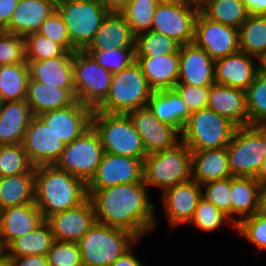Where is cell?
I'll return each mask as SVG.
<instances>
[{"label": "cell", "mask_w": 266, "mask_h": 266, "mask_svg": "<svg viewBox=\"0 0 266 266\" xmlns=\"http://www.w3.org/2000/svg\"><path fill=\"white\" fill-rule=\"evenodd\" d=\"M144 183H128L87 191L96 222L120 228L139 240L155 227L154 207Z\"/></svg>", "instance_id": "cell-1"}, {"label": "cell", "mask_w": 266, "mask_h": 266, "mask_svg": "<svg viewBox=\"0 0 266 266\" xmlns=\"http://www.w3.org/2000/svg\"><path fill=\"white\" fill-rule=\"evenodd\" d=\"M88 198L87 184L55 165L34 167V204L43 219L77 207Z\"/></svg>", "instance_id": "cell-2"}, {"label": "cell", "mask_w": 266, "mask_h": 266, "mask_svg": "<svg viewBox=\"0 0 266 266\" xmlns=\"http://www.w3.org/2000/svg\"><path fill=\"white\" fill-rule=\"evenodd\" d=\"M140 64L135 61L112 76L106 98L94 109L110 114H128L145 107L152 95Z\"/></svg>", "instance_id": "cell-3"}, {"label": "cell", "mask_w": 266, "mask_h": 266, "mask_svg": "<svg viewBox=\"0 0 266 266\" xmlns=\"http://www.w3.org/2000/svg\"><path fill=\"white\" fill-rule=\"evenodd\" d=\"M91 127L97 133L105 153L144 160L142 139L128 114H110L93 109Z\"/></svg>", "instance_id": "cell-4"}, {"label": "cell", "mask_w": 266, "mask_h": 266, "mask_svg": "<svg viewBox=\"0 0 266 266\" xmlns=\"http://www.w3.org/2000/svg\"><path fill=\"white\" fill-rule=\"evenodd\" d=\"M138 240L128 231L95 222L77 245L83 266H110Z\"/></svg>", "instance_id": "cell-5"}, {"label": "cell", "mask_w": 266, "mask_h": 266, "mask_svg": "<svg viewBox=\"0 0 266 266\" xmlns=\"http://www.w3.org/2000/svg\"><path fill=\"white\" fill-rule=\"evenodd\" d=\"M237 126L209 108L193 112L179 135L191 151L226 148Z\"/></svg>", "instance_id": "cell-6"}, {"label": "cell", "mask_w": 266, "mask_h": 266, "mask_svg": "<svg viewBox=\"0 0 266 266\" xmlns=\"http://www.w3.org/2000/svg\"><path fill=\"white\" fill-rule=\"evenodd\" d=\"M72 47L84 51L109 13L98 0H56Z\"/></svg>", "instance_id": "cell-7"}, {"label": "cell", "mask_w": 266, "mask_h": 266, "mask_svg": "<svg viewBox=\"0 0 266 266\" xmlns=\"http://www.w3.org/2000/svg\"><path fill=\"white\" fill-rule=\"evenodd\" d=\"M191 179V150L181 142L176 147L149 154L143 160V182L164 190Z\"/></svg>", "instance_id": "cell-8"}, {"label": "cell", "mask_w": 266, "mask_h": 266, "mask_svg": "<svg viewBox=\"0 0 266 266\" xmlns=\"http://www.w3.org/2000/svg\"><path fill=\"white\" fill-rule=\"evenodd\" d=\"M226 149L232 176L255 177L266 158V126L237 127Z\"/></svg>", "instance_id": "cell-9"}, {"label": "cell", "mask_w": 266, "mask_h": 266, "mask_svg": "<svg viewBox=\"0 0 266 266\" xmlns=\"http://www.w3.org/2000/svg\"><path fill=\"white\" fill-rule=\"evenodd\" d=\"M113 74L103 68L85 51H75L73 81L75 99L95 109L107 96Z\"/></svg>", "instance_id": "cell-10"}, {"label": "cell", "mask_w": 266, "mask_h": 266, "mask_svg": "<svg viewBox=\"0 0 266 266\" xmlns=\"http://www.w3.org/2000/svg\"><path fill=\"white\" fill-rule=\"evenodd\" d=\"M104 153L97 133L90 127L80 137L65 144L54 165L87 184L96 174Z\"/></svg>", "instance_id": "cell-11"}, {"label": "cell", "mask_w": 266, "mask_h": 266, "mask_svg": "<svg viewBox=\"0 0 266 266\" xmlns=\"http://www.w3.org/2000/svg\"><path fill=\"white\" fill-rule=\"evenodd\" d=\"M199 11L200 8L189 3L158 4L151 30L174 39L181 46L191 44Z\"/></svg>", "instance_id": "cell-12"}, {"label": "cell", "mask_w": 266, "mask_h": 266, "mask_svg": "<svg viewBox=\"0 0 266 266\" xmlns=\"http://www.w3.org/2000/svg\"><path fill=\"white\" fill-rule=\"evenodd\" d=\"M193 43L214 61L240 51L238 29L213 22L200 11L195 20Z\"/></svg>", "instance_id": "cell-13"}, {"label": "cell", "mask_w": 266, "mask_h": 266, "mask_svg": "<svg viewBox=\"0 0 266 266\" xmlns=\"http://www.w3.org/2000/svg\"><path fill=\"white\" fill-rule=\"evenodd\" d=\"M143 182V160L104 153L96 174L87 183V191Z\"/></svg>", "instance_id": "cell-14"}, {"label": "cell", "mask_w": 266, "mask_h": 266, "mask_svg": "<svg viewBox=\"0 0 266 266\" xmlns=\"http://www.w3.org/2000/svg\"><path fill=\"white\" fill-rule=\"evenodd\" d=\"M128 116L142 139L147 155L174 148L182 142L181 138H177L181 131L159 121L148 106L130 111Z\"/></svg>", "instance_id": "cell-15"}, {"label": "cell", "mask_w": 266, "mask_h": 266, "mask_svg": "<svg viewBox=\"0 0 266 266\" xmlns=\"http://www.w3.org/2000/svg\"><path fill=\"white\" fill-rule=\"evenodd\" d=\"M29 162L35 167L54 165L65 144L48 128L45 122L34 116L28 125L22 142Z\"/></svg>", "instance_id": "cell-16"}, {"label": "cell", "mask_w": 266, "mask_h": 266, "mask_svg": "<svg viewBox=\"0 0 266 266\" xmlns=\"http://www.w3.org/2000/svg\"><path fill=\"white\" fill-rule=\"evenodd\" d=\"M93 109L77 100L68 107L38 115L64 144H69L91 127Z\"/></svg>", "instance_id": "cell-17"}, {"label": "cell", "mask_w": 266, "mask_h": 266, "mask_svg": "<svg viewBox=\"0 0 266 266\" xmlns=\"http://www.w3.org/2000/svg\"><path fill=\"white\" fill-rule=\"evenodd\" d=\"M54 240L77 243L96 222L89 198L75 208L61 211L45 219Z\"/></svg>", "instance_id": "cell-18"}, {"label": "cell", "mask_w": 266, "mask_h": 266, "mask_svg": "<svg viewBox=\"0 0 266 266\" xmlns=\"http://www.w3.org/2000/svg\"><path fill=\"white\" fill-rule=\"evenodd\" d=\"M201 198L202 186L192 178L164 190L161 199L169 224L173 228L189 224Z\"/></svg>", "instance_id": "cell-19"}, {"label": "cell", "mask_w": 266, "mask_h": 266, "mask_svg": "<svg viewBox=\"0 0 266 266\" xmlns=\"http://www.w3.org/2000/svg\"><path fill=\"white\" fill-rule=\"evenodd\" d=\"M214 82V60L194 43L179 49V77L177 84L211 86Z\"/></svg>", "instance_id": "cell-20"}, {"label": "cell", "mask_w": 266, "mask_h": 266, "mask_svg": "<svg viewBox=\"0 0 266 266\" xmlns=\"http://www.w3.org/2000/svg\"><path fill=\"white\" fill-rule=\"evenodd\" d=\"M253 58L238 51L214 61L215 84L246 91L257 75V64Z\"/></svg>", "instance_id": "cell-21"}, {"label": "cell", "mask_w": 266, "mask_h": 266, "mask_svg": "<svg viewBox=\"0 0 266 266\" xmlns=\"http://www.w3.org/2000/svg\"><path fill=\"white\" fill-rule=\"evenodd\" d=\"M34 203L0 210V249L3 251L13 240L32 231L43 221Z\"/></svg>", "instance_id": "cell-22"}, {"label": "cell", "mask_w": 266, "mask_h": 266, "mask_svg": "<svg viewBox=\"0 0 266 266\" xmlns=\"http://www.w3.org/2000/svg\"><path fill=\"white\" fill-rule=\"evenodd\" d=\"M207 108L226 117L237 127L249 125L246 91L214 83L210 86Z\"/></svg>", "instance_id": "cell-23"}, {"label": "cell", "mask_w": 266, "mask_h": 266, "mask_svg": "<svg viewBox=\"0 0 266 266\" xmlns=\"http://www.w3.org/2000/svg\"><path fill=\"white\" fill-rule=\"evenodd\" d=\"M55 9L56 0H19L9 25L3 31L22 37L38 32Z\"/></svg>", "instance_id": "cell-24"}, {"label": "cell", "mask_w": 266, "mask_h": 266, "mask_svg": "<svg viewBox=\"0 0 266 266\" xmlns=\"http://www.w3.org/2000/svg\"><path fill=\"white\" fill-rule=\"evenodd\" d=\"M73 57L74 51H66L62 56L26 61L29 68V80L58 88H74Z\"/></svg>", "instance_id": "cell-25"}, {"label": "cell", "mask_w": 266, "mask_h": 266, "mask_svg": "<svg viewBox=\"0 0 266 266\" xmlns=\"http://www.w3.org/2000/svg\"><path fill=\"white\" fill-rule=\"evenodd\" d=\"M33 117L26 100L1 102L0 145L22 143L25 131Z\"/></svg>", "instance_id": "cell-26"}, {"label": "cell", "mask_w": 266, "mask_h": 266, "mask_svg": "<svg viewBox=\"0 0 266 266\" xmlns=\"http://www.w3.org/2000/svg\"><path fill=\"white\" fill-rule=\"evenodd\" d=\"M136 37L121 13H108L85 50L135 48Z\"/></svg>", "instance_id": "cell-27"}, {"label": "cell", "mask_w": 266, "mask_h": 266, "mask_svg": "<svg viewBox=\"0 0 266 266\" xmlns=\"http://www.w3.org/2000/svg\"><path fill=\"white\" fill-rule=\"evenodd\" d=\"M147 106L159 120L181 132L192 114L175 89L153 90Z\"/></svg>", "instance_id": "cell-28"}, {"label": "cell", "mask_w": 266, "mask_h": 266, "mask_svg": "<svg viewBox=\"0 0 266 266\" xmlns=\"http://www.w3.org/2000/svg\"><path fill=\"white\" fill-rule=\"evenodd\" d=\"M232 177L226 148L191 151V178L200 185Z\"/></svg>", "instance_id": "cell-29"}, {"label": "cell", "mask_w": 266, "mask_h": 266, "mask_svg": "<svg viewBox=\"0 0 266 266\" xmlns=\"http://www.w3.org/2000/svg\"><path fill=\"white\" fill-rule=\"evenodd\" d=\"M75 101V88H58L35 80L28 81L26 102L34 116L71 106Z\"/></svg>", "instance_id": "cell-30"}, {"label": "cell", "mask_w": 266, "mask_h": 266, "mask_svg": "<svg viewBox=\"0 0 266 266\" xmlns=\"http://www.w3.org/2000/svg\"><path fill=\"white\" fill-rule=\"evenodd\" d=\"M153 90L174 89L179 77V53L156 57H136Z\"/></svg>", "instance_id": "cell-31"}, {"label": "cell", "mask_w": 266, "mask_h": 266, "mask_svg": "<svg viewBox=\"0 0 266 266\" xmlns=\"http://www.w3.org/2000/svg\"><path fill=\"white\" fill-rule=\"evenodd\" d=\"M261 186L254 177H231V220L236 225L259 211ZM240 215L237 220L233 216Z\"/></svg>", "instance_id": "cell-32"}, {"label": "cell", "mask_w": 266, "mask_h": 266, "mask_svg": "<svg viewBox=\"0 0 266 266\" xmlns=\"http://www.w3.org/2000/svg\"><path fill=\"white\" fill-rule=\"evenodd\" d=\"M53 233L44 219L32 231L13 240L3 251L4 257L46 256L54 242Z\"/></svg>", "instance_id": "cell-33"}, {"label": "cell", "mask_w": 266, "mask_h": 266, "mask_svg": "<svg viewBox=\"0 0 266 266\" xmlns=\"http://www.w3.org/2000/svg\"><path fill=\"white\" fill-rule=\"evenodd\" d=\"M34 203V171L0 177V210Z\"/></svg>", "instance_id": "cell-34"}, {"label": "cell", "mask_w": 266, "mask_h": 266, "mask_svg": "<svg viewBox=\"0 0 266 266\" xmlns=\"http://www.w3.org/2000/svg\"><path fill=\"white\" fill-rule=\"evenodd\" d=\"M29 68L24 63L0 66V101H21L27 98Z\"/></svg>", "instance_id": "cell-35"}, {"label": "cell", "mask_w": 266, "mask_h": 266, "mask_svg": "<svg viewBox=\"0 0 266 266\" xmlns=\"http://www.w3.org/2000/svg\"><path fill=\"white\" fill-rule=\"evenodd\" d=\"M200 12L209 20L239 29L249 12L242 0H207Z\"/></svg>", "instance_id": "cell-36"}, {"label": "cell", "mask_w": 266, "mask_h": 266, "mask_svg": "<svg viewBox=\"0 0 266 266\" xmlns=\"http://www.w3.org/2000/svg\"><path fill=\"white\" fill-rule=\"evenodd\" d=\"M239 48L257 59L266 52V15H249L238 29Z\"/></svg>", "instance_id": "cell-37"}, {"label": "cell", "mask_w": 266, "mask_h": 266, "mask_svg": "<svg viewBox=\"0 0 266 266\" xmlns=\"http://www.w3.org/2000/svg\"><path fill=\"white\" fill-rule=\"evenodd\" d=\"M180 44L174 39L152 30L136 37V57H156L179 53Z\"/></svg>", "instance_id": "cell-38"}, {"label": "cell", "mask_w": 266, "mask_h": 266, "mask_svg": "<svg viewBox=\"0 0 266 266\" xmlns=\"http://www.w3.org/2000/svg\"><path fill=\"white\" fill-rule=\"evenodd\" d=\"M156 0H131L121 12L135 37L151 30Z\"/></svg>", "instance_id": "cell-39"}, {"label": "cell", "mask_w": 266, "mask_h": 266, "mask_svg": "<svg viewBox=\"0 0 266 266\" xmlns=\"http://www.w3.org/2000/svg\"><path fill=\"white\" fill-rule=\"evenodd\" d=\"M250 126H266V76L258 74L246 89Z\"/></svg>", "instance_id": "cell-40"}, {"label": "cell", "mask_w": 266, "mask_h": 266, "mask_svg": "<svg viewBox=\"0 0 266 266\" xmlns=\"http://www.w3.org/2000/svg\"><path fill=\"white\" fill-rule=\"evenodd\" d=\"M33 171L34 166L29 162L22 143L0 145V177Z\"/></svg>", "instance_id": "cell-41"}, {"label": "cell", "mask_w": 266, "mask_h": 266, "mask_svg": "<svg viewBox=\"0 0 266 266\" xmlns=\"http://www.w3.org/2000/svg\"><path fill=\"white\" fill-rule=\"evenodd\" d=\"M25 60L39 61L62 56L67 50L60 44L46 38L38 32L24 37Z\"/></svg>", "instance_id": "cell-42"}, {"label": "cell", "mask_w": 266, "mask_h": 266, "mask_svg": "<svg viewBox=\"0 0 266 266\" xmlns=\"http://www.w3.org/2000/svg\"><path fill=\"white\" fill-rule=\"evenodd\" d=\"M98 64L111 72L118 73L136 61L135 48H112L110 50H84Z\"/></svg>", "instance_id": "cell-43"}, {"label": "cell", "mask_w": 266, "mask_h": 266, "mask_svg": "<svg viewBox=\"0 0 266 266\" xmlns=\"http://www.w3.org/2000/svg\"><path fill=\"white\" fill-rule=\"evenodd\" d=\"M224 222H227V224L232 222L233 227H236L228 216L202 197L197 204L194 217L189 225H194L203 231L212 232Z\"/></svg>", "instance_id": "cell-44"}, {"label": "cell", "mask_w": 266, "mask_h": 266, "mask_svg": "<svg viewBox=\"0 0 266 266\" xmlns=\"http://www.w3.org/2000/svg\"><path fill=\"white\" fill-rule=\"evenodd\" d=\"M201 186L206 188L202 192V197L231 219V177L210 181Z\"/></svg>", "instance_id": "cell-45"}, {"label": "cell", "mask_w": 266, "mask_h": 266, "mask_svg": "<svg viewBox=\"0 0 266 266\" xmlns=\"http://www.w3.org/2000/svg\"><path fill=\"white\" fill-rule=\"evenodd\" d=\"M234 229L258 248L266 250V215L258 211L240 220Z\"/></svg>", "instance_id": "cell-46"}, {"label": "cell", "mask_w": 266, "mask_h": 266, "mask_svg": "<svg viewBox=\"0 0 266 266\" xmlns=\"http://www.w3.org/2000/svg\"><path fill=\"white\" fill-rule=\"evenodd\" d=\"M49 266H83L77 243L55 240L47 252Z\"/></svg>", "instance_id": "cell-47"}, {"label": "cell", "mask_w": 266, "mask_h": 266, "mask_svg": "<svg viewBox=\"0 0 266 266\" xmlns=\"http://www.w3.org/2000/svg\"><path fill=\"white\" fill-rule=\"evenodd\" d=\"M24 37L0 31V66L24 63Z\"/></svg>", "instance_id": "cell-48"}, {"label": "cell", "mask_w": 266, "mask_h": 266, "mask_svg": "<svg viewBox=\"0 0 266 266\" xmlns=\"http://www.w3.org/2000/svg\"><path fill=\"white\" fill-rule=\"evenodd\" d=\"M38 33L62 45L67 51H76L70 43L67 27L57 9L42 23Z\"/></svg>", "instance_id": "cell-49"}, {"label": "cell", "mask_w": 266, "mask_h": 266, "mask_svg": "<svg viewBox=\"0 0 266 266\" xmlns=\"http://www.w3.org/2000/svg\"><path fill=\"white\" fill-rule=\"evenodd\" d=\"M174 89L183 98L191 113L207 108L210 86L176 84Z\"/></svg>", "instance_id": "cell-50"}, {"label": "cell", "mask_w": 266, "mask_h": 266, "mask_svg": "<svg viewBox=\"0 0 266 266\" xmlns=\"http://www.w3.org/2000/svg\"><path fill=\"white\" fill-rule=\"evenodd\" d=\"M10 266H49L47 257L30 255L24 257H5Z\"/></svg>", "instance_id": "cell-51"}, {"label": "cell", "mask_w": 266, "mask_h": 266, "mask_svg": "<svg viewBox=\"0 0 266 266\" xmlns=\"http://www.w3.org/2000/svg\"><path fill=\"white\" fill-rule=\"evenodd\" d=\"M19 0H0V31L4 30L11 19Z\"/></svg>", "instance_id": "cell-52"}, {"label": "cell", "mask_w": 266, "mask_h": 266, "mask_svg": "<svg viewBox=\"0 0 266 266\" xmlns=\"http://www.w3.org/2000/svg\"><path fill=\"white\" fill-rule=\"evenodd\" d=\"M132 247L122 256L117 258L110 266H143L142 262L133 255Z\"/></svg>", "instance_id": "cell-53"}, {"label": "cell", "mask_w": 266, "mask_h": 266, "mask_svg": "<svg viewBox=\"0 0 266 266\" xmlns=\"http://www.w3.org/2000/svg\"><path fill=\"white\" fill-rule=\"evenodd\" d=\"M250 15H266V0H242Z\"/></svg>", "instance_id": "cell-54"}, {"label": "cell", "mask_w": 266, "mask_h": 266, "mask_svg": "<svg viewBox=\"0 0 266 266\" xmlns=\"http://www.w3.org/2000/svg\"><path fill=\"white\" fill-rule=\"evenodd\" d=\"M109 13H121L131 0H98Z\"/></svg>", "instance_id": "cell-55"}, {"label": "cell", "mask_w": 266, "mask_h": 266, "mask_svg": "<svg viewBox=\"0 0 266 266\" xmlns=\"http://www.w3.org/2000/svg\"><path fill=\"white\" fill-rule=\"evenodd\" d=\"M254 178L260 184L261 188L266 186V158L262 161L261 167Z\"/></svg>", "instance_id": "cell-56"}, {"label": "cell", "mask_w": 266, "mask_h": 266, "mask_svg": "<svg viewBox=\"0 0 266 266\" xmlns=\"http://www.w3.org/2000/svg\"><path fill=\"white\" fill-rule=\"evenodd\" d=\"M257 73L266 76V52L257 58Z\"/></svg>", "instance_id": "cell-57"}, {"label": "cell", "mask_w": 266, "mask_h": 266, "mask_svg": "<svg viewBox=\"0 0 266 266\" xmlns=\"http://www.w3.org/2000/svg\"><path fill=\"white\" fill-rule=\"evenodd\" d=\"M259 212L266 215V186L260 190Z\"/></svg>", "instance_id": "cell-58"}, {"label": "cell", "mask_w": 266, "mask_h": 266, "mask_svg": "<svg viewBox=\"0 0 266 266\" xmlns=\"http://www.w3.org/2000/svg\"><path fill=\"white\" fill-rule=\"evenodd\" d=\"M158 4H179V3H186L185 0H156Z\"/></svg>", "instance_id": "cell-59"}, {"label": "cell", "mask_w": 266, "mask_h": 266, "mask_svg": "<svg viewBox=\"0 0 266 266\" xmlns=\"http://www.w3.org/2000/svg\"><path fill=\"white\" fill-rule=\"evenodd\" d=\"M207 0H185L186 3L192 4L200 8Z\"/></svg>", "instance_id": "cell-60"}, {"label": "cell", "mask_w": 266, "mask_h": 266, "mask_svg": "<svg viewBox=\"0 0 266 266\" xmlns=\"http://www.w3.org/2000/svg\"><path fill=\"white\" fill-rule=\"evenodd\" d=\"M0 266H10L8 261L3 255L0 257Z\"/></svg>", "instance_id": "cell-61"}]
</instances>
